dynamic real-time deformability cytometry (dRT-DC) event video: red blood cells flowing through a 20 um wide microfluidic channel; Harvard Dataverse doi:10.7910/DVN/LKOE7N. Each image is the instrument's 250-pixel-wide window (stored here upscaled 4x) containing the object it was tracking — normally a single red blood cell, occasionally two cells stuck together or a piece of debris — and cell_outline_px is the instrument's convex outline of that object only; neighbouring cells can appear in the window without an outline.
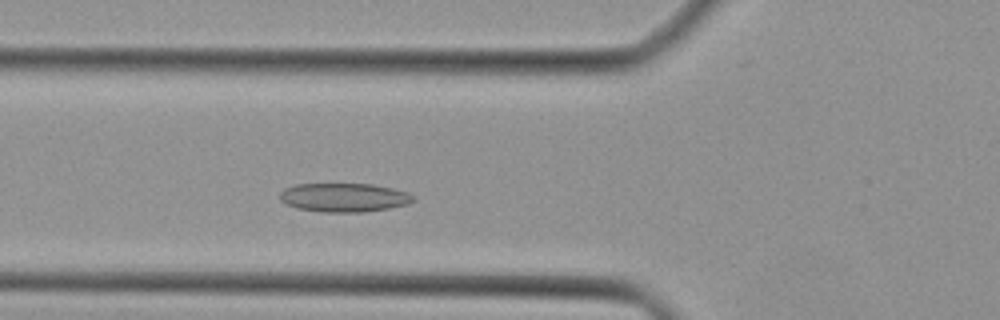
{"species": "Egyptian fruit bat (a non-hibernating species)", "species_latin": "Rousettus aegyptiacus", "temperature_condition": "cold", "stored_images_in_passage": 36, "camera_frame_rate_fps": 3000, "um_per_image_px": 0.085, "animal": {"sex": "female"}, "frame": {"image": 1, "passage_image": 7, "time_ms": 2.0, "image_size_px": [1000, 320], "cell_outline_px": [[416, 200], [408, 204], [388, 208], [364, 212], [324, 212], [296, 208], [284, 204], [280, 200], [280, 192], [284, 188], [296, 184], [372, 184], [392, 188], [408, 192]], "centroid_in_image_um": [29.22, 16.79], "position_along_channel_um": 96.6, "area_um2": 22.48}}
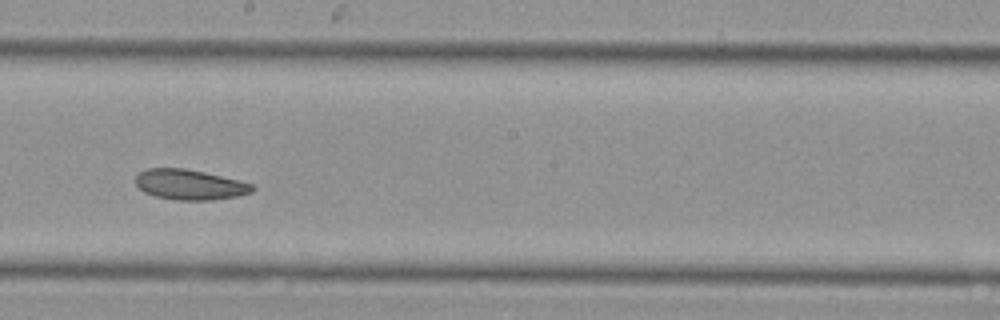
{"frame": {"image": 2, "passage_image": 16, "time_ms": 5.0, "image_size_px": [1000, 320], "cell_outline_px": [[256, 188], [252, 192], [236, 196], [212, 200], [176, 200], [156, 196], [144, 192], [136, 184], [136, 176], [140, 172], [148, 168], [184, 168], [204, 172], [240, 180], [252, 184]], "centroid_in_image_um": [16.14, 15.69], "position_along_channel_um": 232.1, "area_um2": 20.52}}
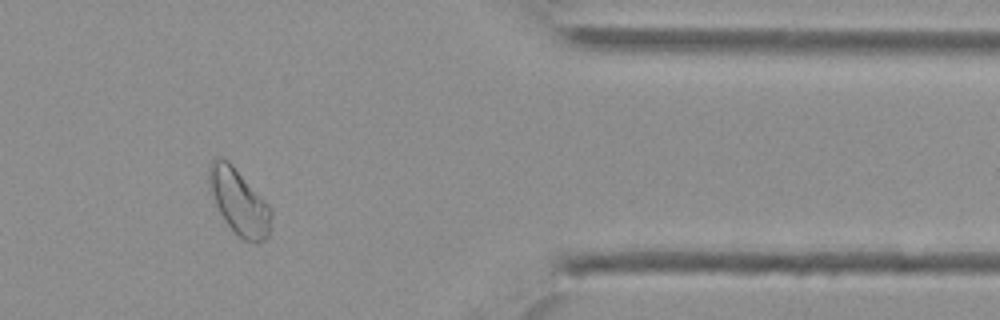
{"frame": {"image": 3, "passage_image": 28, "time_ms": 9.0, "image_size_px": [1000, 320], "cell_outline_px": [[272, 216], [268, 236], [264, 240], [256, 244], [244, 240], [224, 220], [212, 196], [208, 184], [208, 164], [216, 156], [220, 156], [228, 160], [232, 164], [272, 208]], "centroid_in_image_um": [20.31, 17.12], "position_along_channel_um": 391.1, "area_um2": 23.81}}